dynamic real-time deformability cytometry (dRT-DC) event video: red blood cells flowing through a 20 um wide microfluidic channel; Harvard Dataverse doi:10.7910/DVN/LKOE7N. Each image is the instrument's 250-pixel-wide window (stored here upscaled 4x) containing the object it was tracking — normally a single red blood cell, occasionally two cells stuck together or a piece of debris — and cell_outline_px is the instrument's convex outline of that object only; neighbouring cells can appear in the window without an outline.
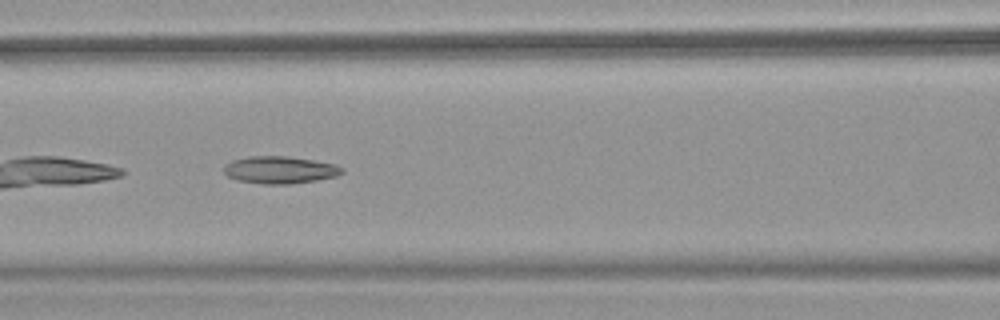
{"species": "common noctule bat (a hibernating species)", "species_latin": "Nyctalus noctula", "temperature_condition": "warm", "stored_images_in_passage": 8, "camera_frame_rate_fps": 3000, "um_per_image_px": 0.085, "animal": {"sex": "female", "body_mass_g": 18.4}, "frame": {"image": 1, "passage_image": 6, "time_ms": 1.667, "image_size_px": [1000, 320], "cell_outline_px": [[344, 172], [336, 176], [316, 180], [292, 184], [264, 184], [236, 180], [228, 176], [224, 172], [224, 168], [232, 160], [248, 156], [288, 156], [336, 164], [344, 168]], "centroid_in_image_um": [23.81, 14.44], "position_along_channel_um": 142.8, "area_um2": 18.79}}